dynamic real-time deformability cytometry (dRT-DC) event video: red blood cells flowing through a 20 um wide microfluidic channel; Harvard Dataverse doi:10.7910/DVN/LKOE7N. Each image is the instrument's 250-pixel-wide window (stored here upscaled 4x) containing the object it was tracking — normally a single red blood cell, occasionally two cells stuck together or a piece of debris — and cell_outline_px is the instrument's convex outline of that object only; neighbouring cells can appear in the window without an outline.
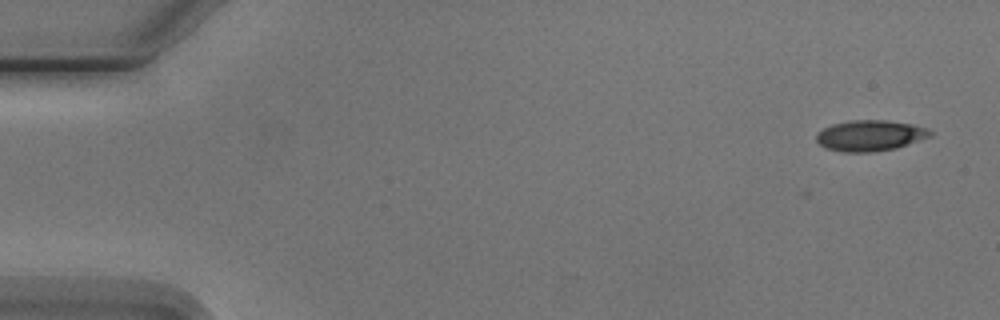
{"species": "Egyptian fruit bat (a non-hibernating species)", "species_latin": "Rousettus aegyptiacus", "temperature_condition": "cold", "stored_images_in_passage": 6, "camera_frame_rate_fps": 3000, "um_per_image_px": 0.085, "animal": {"sex": "male"}, "frame": {"image": 1, "passage_image": 1, "time_ms": 0.0, "image_size_px": [1000, 320], "cell_outline_px": [[932, 136], [896, 148], [872, 152], [844, 152], [824, 148], [816, 140], [816, 132], [832, 124], [852, 120], [888, 120], [912, 124], [928, 128], [932, 132]], "centroid_in_image_um": [73.95, 11.52], "position_along_channel_um": 11.0, "area_um2": 20.58}}
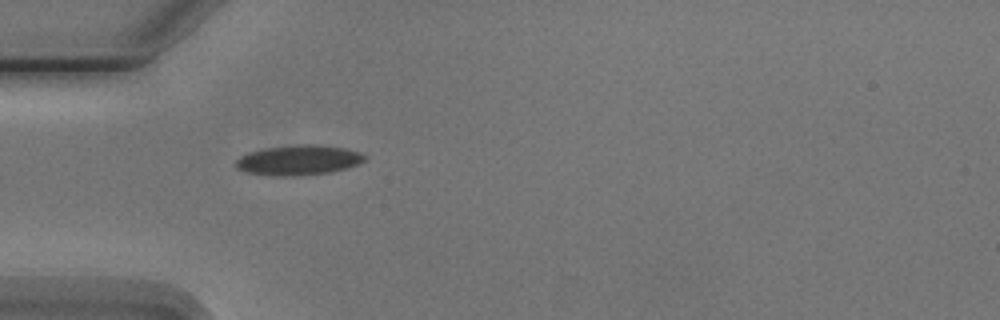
{"frame": {"image": 2, "passage_image": 5, "time_ms": 4.667, "image_size_px": [1000, 320], "cell_outline_px": [[368, 156], [364, 160], [356, 164], [344, 168], [328, 172], [292, 176], [272, 176], [248, 172], [236, 168], [236, 160], [240, 156], [248, 152], [268, 148], [296, 144], [312, 144], [344, 148], [360, 152]], "centroid_in_image_um": [25.35, 13.6], "position_along_channel_um": 59.6, "area_um2": 22.25}}
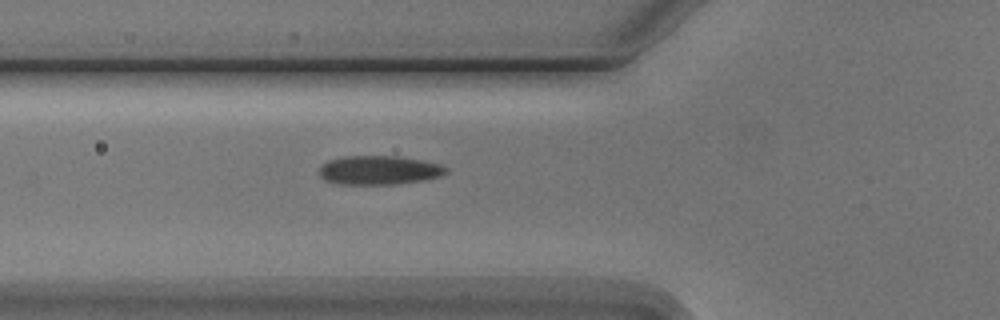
{"frame": {"image": 3, "passage_image": 6, "time_ms": 5.667, "image_size_px": [1000, 320], "cell_outline_px": [[448, 172], [440, 176], [424, 180], [396, 184], [336, 184], [324, 180], [320, 176], [320, 164], [328, 160], [344, 156], [400, 156], [424, 160], [440, 164], [448, 168]], "centroid_in_image_um": [32.22, 14.46], "position_along_channel_um": 93.6, "area_um2": 21.68}}